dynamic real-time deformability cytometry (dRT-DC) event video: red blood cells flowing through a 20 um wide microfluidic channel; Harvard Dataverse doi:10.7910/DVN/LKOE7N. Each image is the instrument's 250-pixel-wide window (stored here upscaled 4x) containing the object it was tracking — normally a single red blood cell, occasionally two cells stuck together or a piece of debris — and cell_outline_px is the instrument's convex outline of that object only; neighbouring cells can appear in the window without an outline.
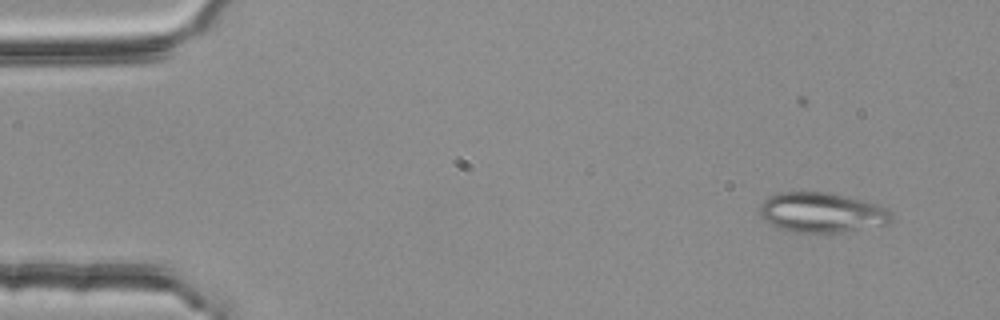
{"species": "common noctule bat (a hibernating species)", "species_latin": "Nyctalus noctula", "temperature_condition": "room temperature", "stored_images_in_passage": 5, "camera_frame_rate_fps": 3000, "um_per_image_px": 0.085, "animal": {"sex": "female", "body_mass_g": 25.1}, "frame": {"image": 1, "passage_image": 3, "time_ms": 0.667, "image_size_px": [1000, 320], "cell_outline_px": [[892, 220], [888, 224], [840, 232], [792, 232], [776, 228], [764, 220], [760, 212], [760, 204], [768, 196], [776, 192], [828, 192], [876, 204], [888, 208], [892, 212]], "centroid_in_image_um": [69.82, 18.06], "position_along_channel_um": 15.2, "area_um2": 30.69}}
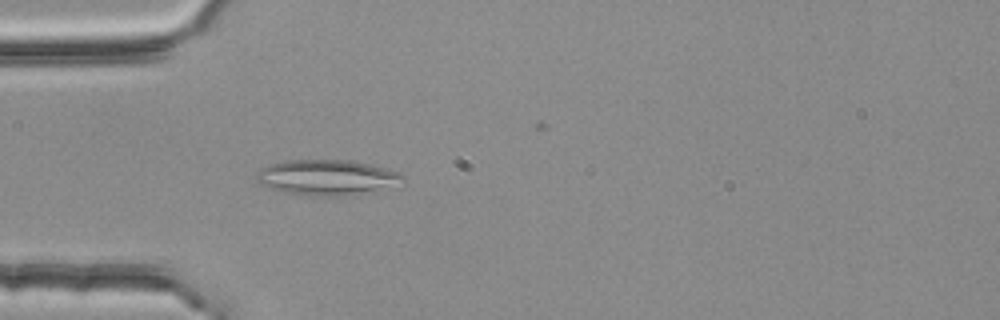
{"frame": {"image": 2, "passage_image": 5, "time_ms": 1.333, "image_size_px": [1000, 320], "cell_outline_px": [[404, 184], [352, 196], [308, 196], [284, 192], [260, 184], [256, 180], [256, 172], [260, 168], [268, 164], [284, 160], [352, 160], [384, 168], [396, 172], [404, 176]], "centroid_in_image_um": [27.79, 15.09], "position_along_channel_um": 57.2, "area_um2": 30.63}}